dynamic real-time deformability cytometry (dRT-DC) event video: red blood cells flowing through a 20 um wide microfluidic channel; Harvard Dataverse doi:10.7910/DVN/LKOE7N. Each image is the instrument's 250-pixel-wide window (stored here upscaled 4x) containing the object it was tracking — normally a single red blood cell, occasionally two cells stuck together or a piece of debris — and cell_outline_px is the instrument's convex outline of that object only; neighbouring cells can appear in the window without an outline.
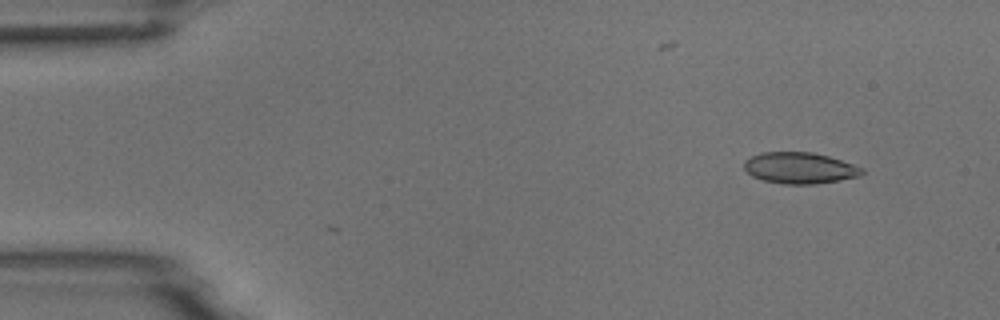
{"species": "common noctule bat (a hibernating species)", "species_latin": "Nyctalus noctula", "temperature_condition": "room temperature", "stored_images_in_passage": 2, "camera_frame_rate_fps": 3000, "um_per_image_px": 0.085, "animal": {"sex": "male", "body_mass_g": 18.8}, "frame": {"image": 1, "passage_image": 2, "time_ms": 1.0, "image_size_px": [1000, 320], "cell_outline_px": [[864, 172], [860, 176], [840, 180], [816, 184], [784, 184], [764, 180], [752, 176], [744, 168], [744, 160], [752, 156], [764, 152], [812, 152], [828, 156], [864, 168]], "centroid_in_image_um": [67.98, 14.28], "position_along_channel_um": 17.0, "area_um2": 21.39}}